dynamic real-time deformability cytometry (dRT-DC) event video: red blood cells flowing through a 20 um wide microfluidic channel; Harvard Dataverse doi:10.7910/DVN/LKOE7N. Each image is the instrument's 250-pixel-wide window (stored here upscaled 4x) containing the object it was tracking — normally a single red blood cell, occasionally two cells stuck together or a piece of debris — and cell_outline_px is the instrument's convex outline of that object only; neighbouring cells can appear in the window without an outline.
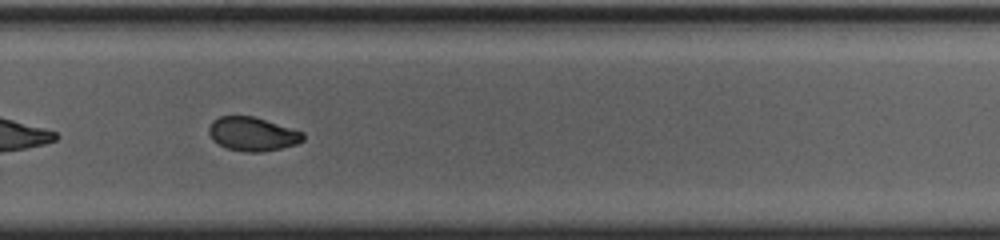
{"species": "common noctule bat (a hibernating species)", "species_latin": "Nyctalus noctula", "temperature_condition": "cold", "stored_images_in_passage": 43, "camera_frame_rate_fps": 3000, "um_per_image_px": 0.085, "animal": {"sex": "female", "body_mass_g": 23.0, "forearm_length_mm": 53.4}, "frame": {"image": 1, "passage_image": 25, "time_ms": 8.0, "image_size_px": [1000, 240], "cell_outline_px": [[304, 140], [296, 144], [280, 148], [260, 152], [244, 152], [228, 148], [212, 140], [208, 132], [208, 128], [212, 120], [220, 116], [252, 116], [304, 132]], "centroid_in_image_um": [21.44, 11.39], "position_along_channel_um": 308.4, "area_um2": 18.44}, "authors_computed_cell_mechanics": {"area_um2": 19.2474, "velocity_mm_per_s": 3.7034, "shape_relaxation_time_tau1_ms": 5.849, "shape_relaxation_time_tau2_ms": 5.5672, "deformation_change_tau1": 0.1524, "deformation_change_tau2": 0.0548}}